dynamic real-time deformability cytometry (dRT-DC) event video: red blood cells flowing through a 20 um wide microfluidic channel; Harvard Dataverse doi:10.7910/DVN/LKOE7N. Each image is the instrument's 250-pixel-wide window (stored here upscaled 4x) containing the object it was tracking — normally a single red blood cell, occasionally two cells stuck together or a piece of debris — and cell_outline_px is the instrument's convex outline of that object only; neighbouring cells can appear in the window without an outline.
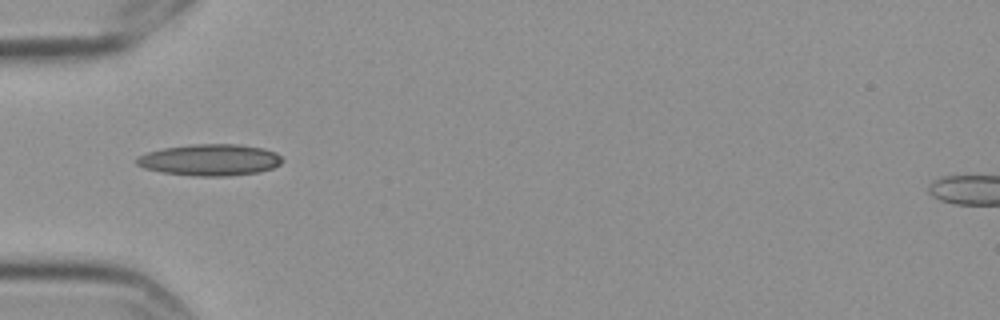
{"species": "Egyptian fruit bat (a non-hibernating species)", "species_latin": "Rousettus aegyptiacus", "temperature_condition": "cold", "stored_images_in_passage": 11, "camera_frame_rate_fps": 3000, "um_per_image_px": 0.085, "frame": {"image": 1, "passage_image": 1, "time_ms": 0.0, "image_size_px": [1000, 320], "cell_outline_px": [[284, 160], [280, 164], [272, 168], [260, 172], [228, 176], [196, 176], [160, 172], [144, 168], [136, 164], [136, 156], [148, 152], [164, 148], [192, 144], [236, 144], [264, 148], [276, 152]], "centroid_in_image_um": [17.85, 13.59], "position_along_channel_um": 67.2, "area_um2": 26.88}}
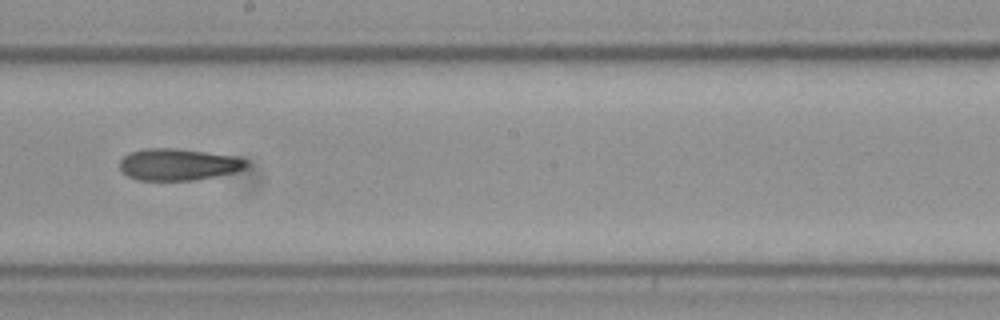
{"frame": {"image": 2, "passage_image": 5, "time_ms": 1.333, "image_size_px": [1000, 320], "cell_outline_px": [[248, 164], [244, 168], [232, 172], [216, 176], [196, 180], [136, 180], [128, 176], [120, 168], [120, 160], [124, 156], [132, 152], [144, 148], [176, 148], [236, 156], [248, 160]], "centroid_in_image_um": [15.15, 13.97], "position_along_channel_um": 233.0, "area_um2": 23.35}}
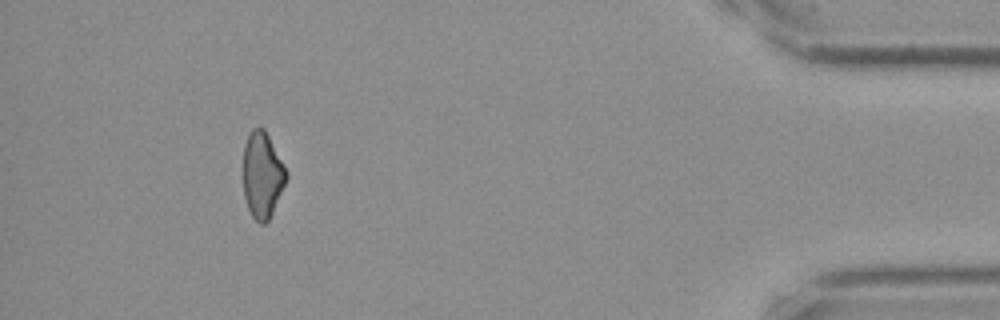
{"frame": {"image": 3, "passage_image": 10, "time_ms": 3.0, "image_size_px": [1000, 320], "cell_outline_px": [[288, 176], [272, 212], [268, 220], [264, 224], [260, 224], [252, 216], [248, 208], [244, 196], [244, 144], [252, 128], [264, 128], [288, 172]], "centroid_in_image_um": [22.3, 14.87], "position_along_channel_um": 412.9, "area_um2": 21.27}}